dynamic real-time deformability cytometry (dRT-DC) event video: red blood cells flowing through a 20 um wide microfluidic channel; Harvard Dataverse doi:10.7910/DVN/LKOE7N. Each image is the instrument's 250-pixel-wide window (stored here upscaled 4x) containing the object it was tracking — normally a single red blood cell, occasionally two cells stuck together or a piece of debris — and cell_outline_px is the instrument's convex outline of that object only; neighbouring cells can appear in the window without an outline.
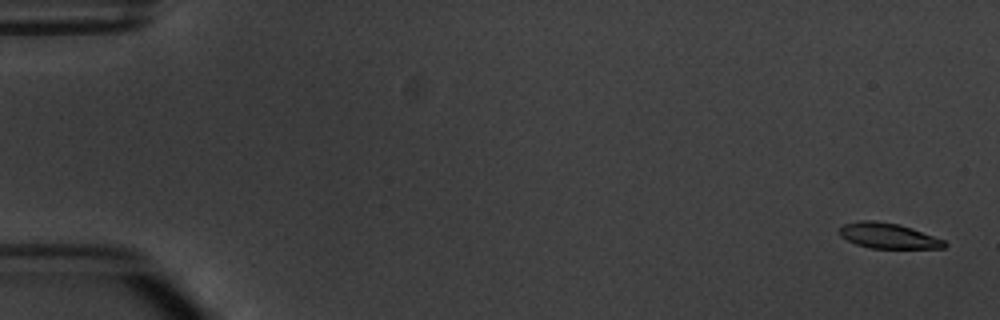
{"species": "common noctule bat (a hibernating species)", "species_latin": "Nyctalus noctula", "temperature_condition": "warm", "stored_images_in_passage": 5, "camera_frame_rate_fps": 3000, "um_per_image_px": 0.085, "animal": {"sex": "male", "body_mass_g": 20.1, "forearm_length_mm": 53.5}, "frame": {"image": 1, "passage_image": 1, "time_ms": 0.0, "image_size_px": [1000, 320], "cell_outline_px": [[948, 244], [944, 248], [872, 248], [856, 244], [840, 236], [840, 228], [844, 224], [860, 220], [872, 220], [900, 224], [912, 228], [944, 240]], "centroid_in_image_um": [75.5, 20.03], "position_along_channel_um": 9.5, "area_um2": 15.43}}